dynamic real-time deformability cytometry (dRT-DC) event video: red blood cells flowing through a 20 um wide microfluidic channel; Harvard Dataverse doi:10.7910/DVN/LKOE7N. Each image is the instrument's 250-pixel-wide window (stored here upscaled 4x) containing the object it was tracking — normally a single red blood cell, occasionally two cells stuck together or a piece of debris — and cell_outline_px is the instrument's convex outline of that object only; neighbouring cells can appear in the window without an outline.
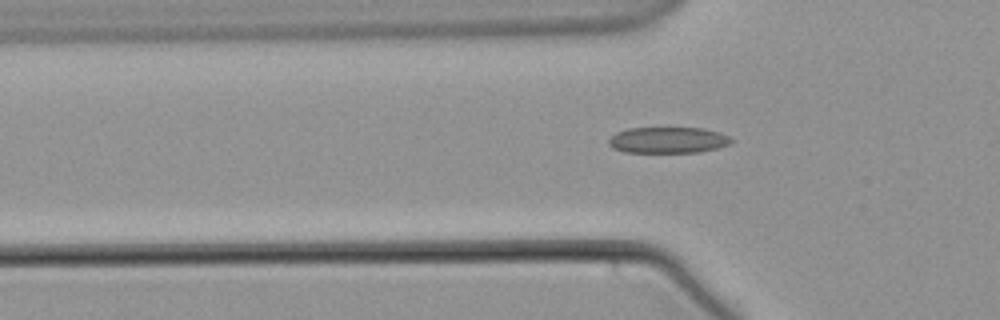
{"species": "common noctule bat (a hibernating species)", "species_latin": "Nyctalus noctula", "temperature_condition": "warm", "stored_images_in_passage": 52, "camera_frame_rate_fps": 3000, "um_per_image_px": 0.085, "animal": {"sex": "male", "body_mass_g": 21.5, "forearm_length_mm": 52.0}, "frame": {"image": 1, "passage_image": 19, "time_ms": 6.0, "image_size_px": [1000, 320], "cell_outline_px": [[732, 144], [700, 152], [624, 152], [612, 148], [608, 144], [608, 140], [616, 132], [628, 128], [704, 128], [720, 132], [728, 136], [732, 140]], "centroid_in_image_um": [56.78, 11.9], "position_along_channel_um": 69.0, "area_um2": 18.73}}
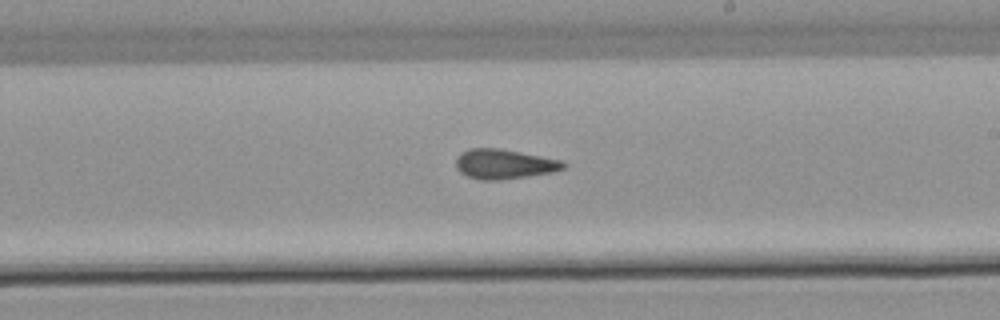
{"frame": {"image": 2, "passage_image": 34, "time_ms": 11.0, "image_size_px": [1000, 320], "cell_outline_px": [[568, 164], [564, 168], [552, 172], [528, 176], [500, 180], [480, 180], [468, 176], [460, 172], [456, 168], [456, 156], [460, 152], [468, 148], [500, 148], [560, 160]], "centroid_in_image_um": [42.81, 13.94], "position_along_channel_um": 246.2, "area_um2": 18.67}}
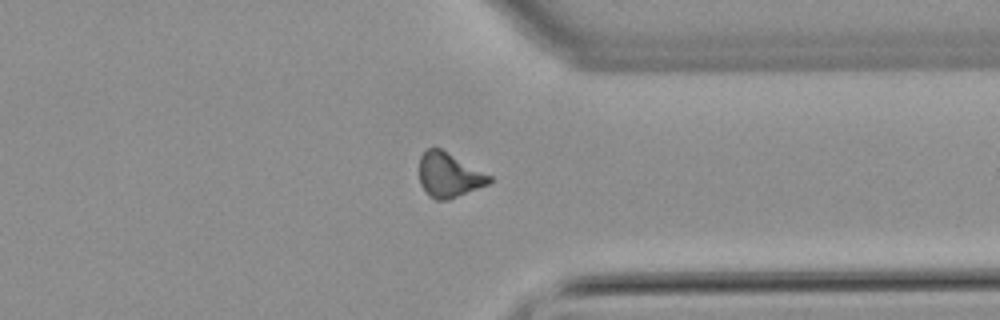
{"frame": {"image": 3, "passage_image": 45, "time_ms": 14.667, "image_size_px": [1000, 320], "cell_outline_px": [[492, 180], [488, 184], [448, 200], [436, 200], [428, 196], [420, 184], [420, 156], [428, 148], [440, 148], [492, 176]], "centroid_in_image_um": [38.15, 14.89], "position_along_channel_um": 373.3, "area_um2": 18.03}}